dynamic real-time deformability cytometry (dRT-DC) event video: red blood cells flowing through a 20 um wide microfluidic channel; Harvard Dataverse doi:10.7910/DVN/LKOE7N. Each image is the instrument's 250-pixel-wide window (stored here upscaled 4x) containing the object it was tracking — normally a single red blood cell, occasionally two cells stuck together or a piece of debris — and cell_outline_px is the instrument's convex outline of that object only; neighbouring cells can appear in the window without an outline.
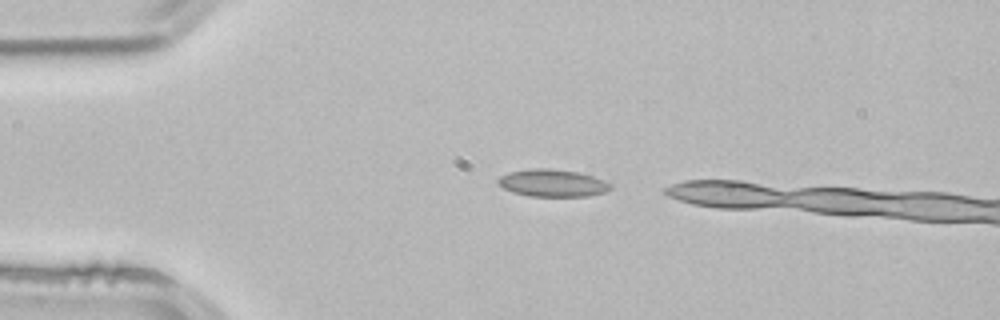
{"species": "common noctule bat (a hibernating species)", "species_latin": "Nyctalus noctula", "temperature_condition": "room temperature", "stored_images_in_passage": 4, "camera_frame_rate_fps": 3000, "um_per_image_px": 0.085, "animal": {"sex": "male", "body_mass_g": 21.5, "forearm_length_mm": 52.0}, "frame": {"image": 1, "passage_image": 1, "time_ms": 0.0, "image_size_px": [1000, 320], "cell_outline_px": [[612, 188], [604, 192], [588, 196], [528, 196], [512, 192], [504, 188], [496, 180], [500, 176], [508, 172], [532, 168], [548, 168], [576, 172], [592, 176], [604, 180], [612, 184]], "centroid_in_image_um": [46.95, 15.56], "position_along_channel_um": 38.0, "area_um2": 17.86}}